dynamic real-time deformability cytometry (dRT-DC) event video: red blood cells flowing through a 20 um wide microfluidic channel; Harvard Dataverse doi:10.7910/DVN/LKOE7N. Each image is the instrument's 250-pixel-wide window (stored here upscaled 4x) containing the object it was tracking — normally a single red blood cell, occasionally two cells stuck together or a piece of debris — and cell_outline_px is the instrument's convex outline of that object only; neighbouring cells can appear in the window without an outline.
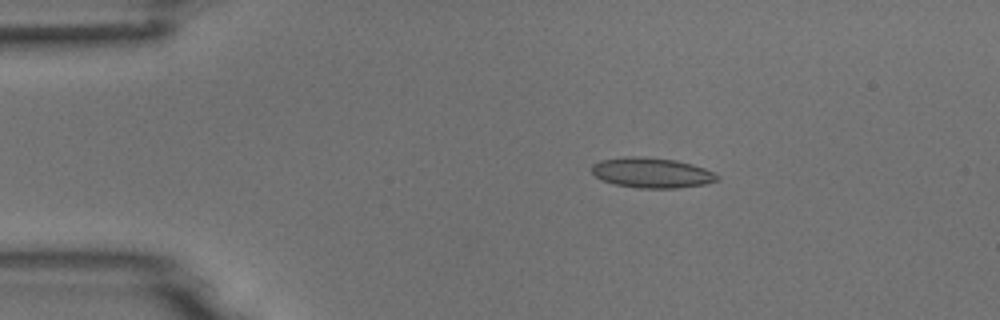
{"species": "common noctule bat (a hibernating species)", "species_latin": "Nyctalus noctula", "temperature_condition": "room temperature", "stored_images_in_passage": 9, "camera_frame_rate_fps": 3000, "um_per_image_px": 0.085, "animal": {"sex": "male", "body_mass_g": 18.8}, "frame": {"image": 1, "passage_image": 3, "time_ms": 2.333, "image_size_px": [1000, 320], "cell_outline_px": [[720, 180], [704, 184], [676, 188], [636, 188], [616, 184], [604, 180], [596, 176], [592, 172], [592, 164], [600, 160], [624, 156], [636, 156], [676, 160], [692, 164], [704, 168], [720, 176]], "centroid_in_image_um": [55.41, 14.68], "position_along_channel_um": 29.6, "area_um2": 22.02}}